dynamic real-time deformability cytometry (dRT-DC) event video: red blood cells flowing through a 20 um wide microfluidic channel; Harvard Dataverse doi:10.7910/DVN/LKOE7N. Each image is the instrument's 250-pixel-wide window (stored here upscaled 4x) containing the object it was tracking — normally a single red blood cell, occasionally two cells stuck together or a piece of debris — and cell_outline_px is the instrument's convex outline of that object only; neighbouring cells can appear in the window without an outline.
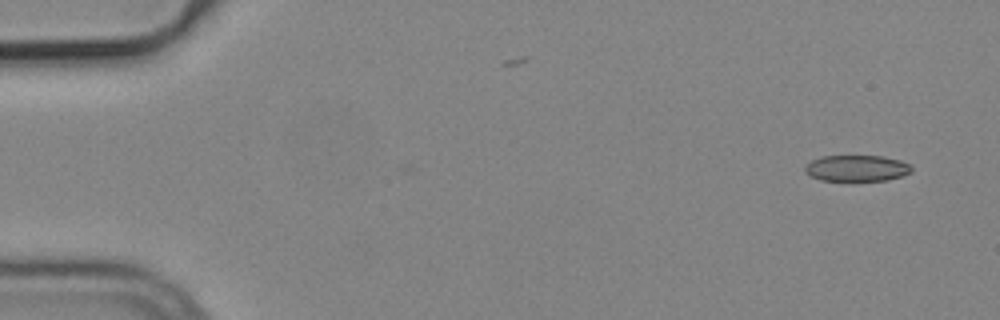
{"species": "common noctule bat (a hibernating species)", "species_latin": "Nyctalus noctula", "temperature_condition": "cold", "stored_images_in_passage": 5, "camera_frame_rate_fps": 3000, "um_per_image_px": 0.085, "animal": {"sex": "male", "body_mass_g": 19.2, "forearm_length_mm": 51.8}, "frame": {"image": 1, "passage_image": 1, "time_ms": 0.0, "image_size_px": [1000, 320], "cell_outline_px": [[912, 172], [904, 176], [888, 180], [820, 180], [804, 172], [804, 164], [820, 156], [884, 156], [900, 160], [912, 164]], "centroid_in_image_um": [72.85, 14.29], "position_along_channel_um": 12.2, "area_um2": 16.47}}